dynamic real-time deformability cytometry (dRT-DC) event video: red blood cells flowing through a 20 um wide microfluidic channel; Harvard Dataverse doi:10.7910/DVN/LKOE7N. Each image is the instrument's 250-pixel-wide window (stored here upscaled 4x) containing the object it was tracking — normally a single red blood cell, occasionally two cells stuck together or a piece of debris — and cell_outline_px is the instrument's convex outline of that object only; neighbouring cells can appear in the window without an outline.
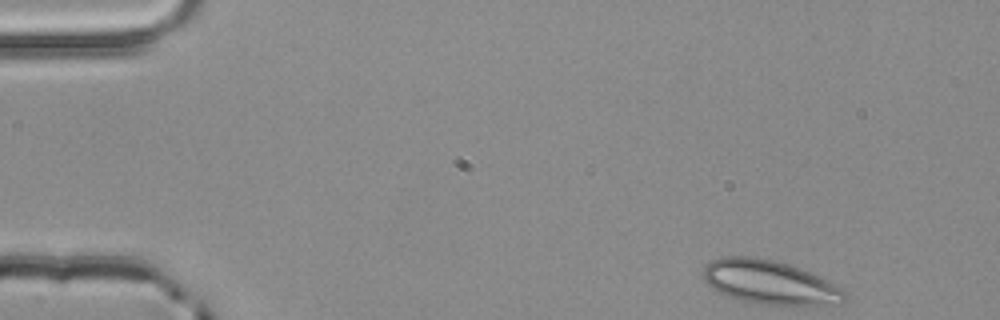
{"species": "common noctule bat (a hibernating species)", "species_latin": "Nyctalus noctula", "temperature_condition": "room temperature", "stored_images_in_passage": 2, "camera_frame_rate_fps": 3000, "um_per_image_px": 0.085, "animal": {"sex": "male", "body_mass_g": 20.4}, "frame": {"image": 1, "passage_image": 1, "time_ms": 0.0, "image_size_px": [1000, 320], "cell_outline_px": [[848, 292], [844, 300], [840, 304], [760, 304], [740, 300], [728, 296], [712, 288], [704, 280], [704, 268], [712, 260], [724, 256], [756, 256], [776, 260], [800, 268]], "centroid_in_image_um": [65.39, 23.98], "position_along_channel_um": 19.6, "area_um2": 35.66}}